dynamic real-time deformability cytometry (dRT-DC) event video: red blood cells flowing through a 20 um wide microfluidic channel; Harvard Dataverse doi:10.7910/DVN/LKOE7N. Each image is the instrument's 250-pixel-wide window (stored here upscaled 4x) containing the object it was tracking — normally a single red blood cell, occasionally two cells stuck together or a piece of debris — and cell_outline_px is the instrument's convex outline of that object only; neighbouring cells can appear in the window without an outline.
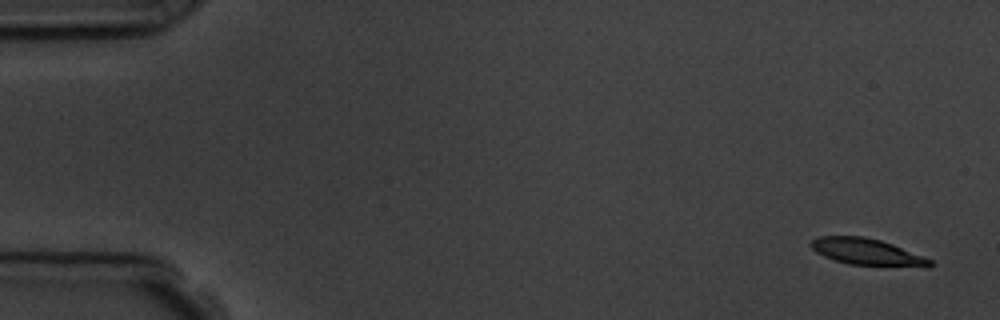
{"species": "common noctule bat (a hibernating species)", "species_latin": "Nyctalus noctula", "temperature_condition": "room temperature", "stored_images_in_passage": 5, "camera_frame_rate_fps": 3000, "um_per_image_px": 0.085, "animal": {"sex": "male", "body_mass_g": 19.5, "forearm_length_mm": 54.6}, "frame": {"image": 1, "passage_image": 1, "time_ms": 0.0, "image_size_px": [1000, 320], "cell_outline_px": [[936, 264], [928, 268], [848, 264], [824, 256], [816, 252], [808, 244], [812, 240], [820, 236], [864, 236], [880, 240], [892, 244], [932, 260]], "centroid_in_image_um": [73.74, 21.43], "position_along_channel_um": 11.3, "area_um2": 18.55}}